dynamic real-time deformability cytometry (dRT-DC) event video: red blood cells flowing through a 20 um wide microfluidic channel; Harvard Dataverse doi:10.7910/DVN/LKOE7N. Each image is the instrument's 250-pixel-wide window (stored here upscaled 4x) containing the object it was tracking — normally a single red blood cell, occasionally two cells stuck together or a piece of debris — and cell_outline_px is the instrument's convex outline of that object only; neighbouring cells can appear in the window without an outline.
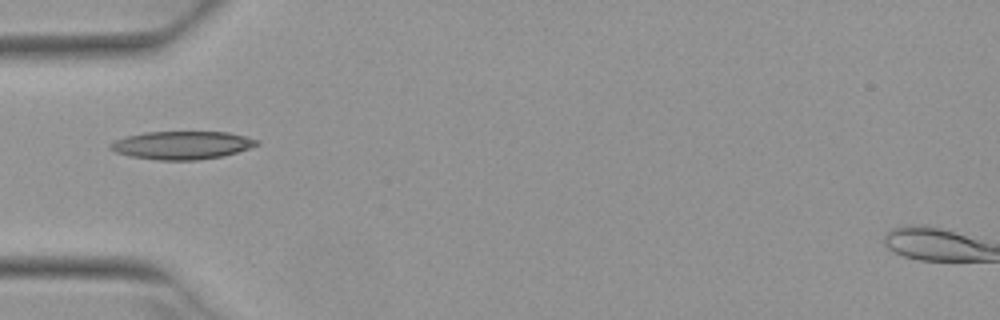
{"species": "Egyptian fruit bat (a non-hibernating species)", "species_latin": "Rousettus aegyptiacus", "temperature_condition": "warm", "stored_images_in_passage": 4, "camera_frame_rate_fps": 3000, "um_per_image_px": 0.085, "animal": {"sex": "female"}, "frame": {"image": 1, "passage_image": 4, "time_ms": 1.0, "image_size_px": [1000, 320], "cell_outline_px": [[260, 144], [224, 156], [200, 160], [160, 160], [132, 156], [116, 152], [108, 148], [108, 144], [116, 140], [128, 136], [144, 132], [228, 132], [260, 140]], "centroid_in_image_um": [15.48, 12.34], "position_along_channel_um": 69.5, "area_um2": 23.87}}